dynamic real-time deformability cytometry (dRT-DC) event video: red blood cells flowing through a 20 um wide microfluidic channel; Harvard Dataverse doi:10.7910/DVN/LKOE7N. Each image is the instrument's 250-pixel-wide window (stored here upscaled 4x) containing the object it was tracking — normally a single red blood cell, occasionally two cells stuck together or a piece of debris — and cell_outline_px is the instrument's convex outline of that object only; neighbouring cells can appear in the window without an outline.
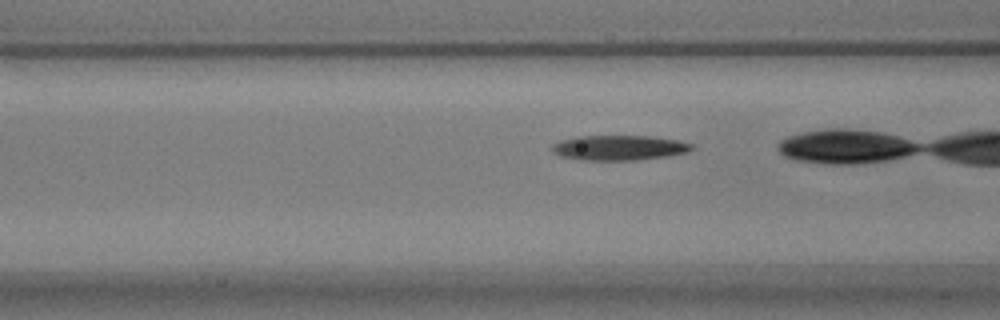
{"species": "common noctule bat (a hibernating species)", "species_latin": "Nyctalus noctula", "temperature_condition": "warm", "stored_images_in_passage": 9, "camera_frame_rate_fps": 3000, "um_per_image_px": 0.085, "animal": {"sex": "male", "body_mass_g": 17.9}, "frame": {"image": 1, "passage_image": 6, "time_ms": 1.667, "image_size_px": [1000, 320], "cell_outline_px": [[696, 148], [688, 152], [668, 156], [636, 160], [580, 160], [560, 156], [552, 152], [552, 144], [560, 140], [576, 136], [648, 136], [676, 140], [692, 144]], "centroid_in_image_um": [52.6, 12.56], "position_along_channel_um": 114.0, "area_um2": 20.46}}